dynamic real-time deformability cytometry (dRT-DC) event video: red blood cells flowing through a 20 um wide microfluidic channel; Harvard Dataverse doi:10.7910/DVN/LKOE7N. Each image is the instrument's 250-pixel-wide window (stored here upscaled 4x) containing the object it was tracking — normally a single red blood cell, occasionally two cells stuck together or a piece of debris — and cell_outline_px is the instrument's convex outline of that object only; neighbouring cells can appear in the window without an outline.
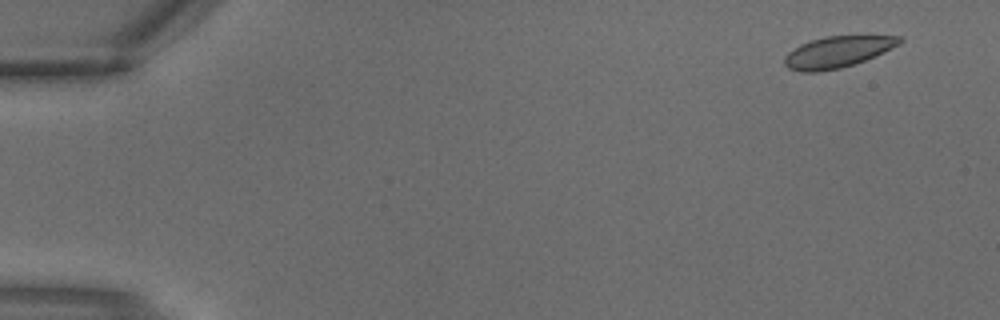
{"species": "common noctule bat (a hibernating species)", "species_latin": "Nyctalus noctula", "temperature_condition": "warm", "stored_images_in_passage": 3, "camera_frame_rate_fps": 3000, "um_per_image_px": 0.085, "animal": {"sex": "male", "body_mass_g": 18.8}, "frame": {"image": 1, "passage_image": 1, "time_ms": 0.0, "image_size_px": [1000, 320], "cell_outline_px": [[904, 40], [900, 44], [876, 56], [840, 68], [816, 72], [800, 72], [788, 68], [784, 64], [784, 56], [788, 52], [800, 44], [824, 36], [900, 36]], "centroid_in_image_um": [71.17, 4.41], "position_along_channel_um": 13.8, "area_um2": 20.92}}
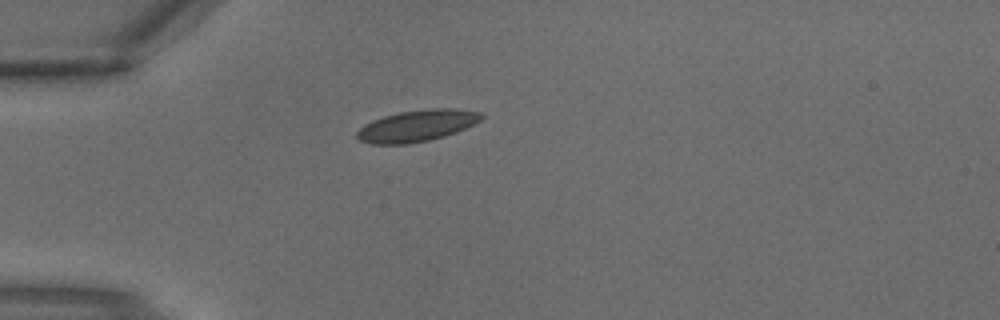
{"frame": {"image": 2, "passage_image": 3, "time_ms": 0.667, "image_size_px": [1000, 320], "cell_outline_px": [[484, 116], [480, 120], [456, 132], [444, 136], [428, 140], [408, 144], [372, 144], [360, 140], [356, 136], [356, 132], [364, 124], [372, 120], [384, 116], [400, 112], [432, 108], [456, 108], [480, 112]], "centroid_in_image_um": [35.42, 10.68], "position_along_channel_um": 49.6, "area_um2": 22.72}}